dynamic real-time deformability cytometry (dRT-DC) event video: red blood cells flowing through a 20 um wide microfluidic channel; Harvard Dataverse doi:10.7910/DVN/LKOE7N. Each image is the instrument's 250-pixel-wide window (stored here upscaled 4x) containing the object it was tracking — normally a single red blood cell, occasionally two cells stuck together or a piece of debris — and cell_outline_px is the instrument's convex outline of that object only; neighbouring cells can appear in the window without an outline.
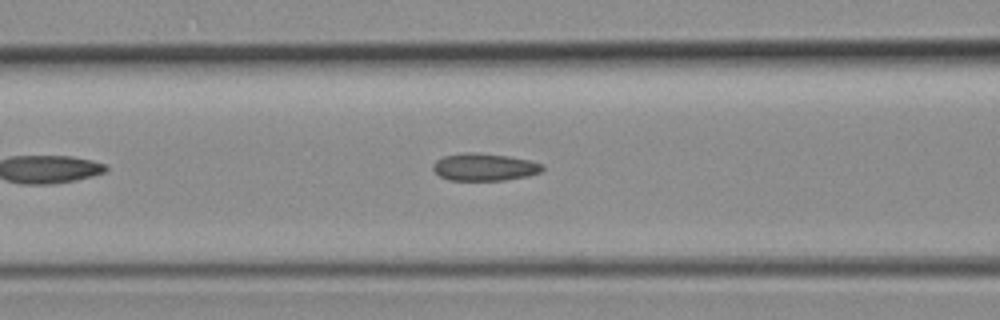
{"species": "common noctule bat (a hibernating species)", "species_latin": "Nyctalus noctula", "temperature_condition": "room temperature", "stored_images_in_passage": 26, "camera_frame_rate_fps": 3000, "um_per_image_px": 0.085, "animal": {"sex": "female", "body_mass_g": 19.3, "forearm_length_mm": 54.1}, "frame": {"image": 1, "passage_image": 8, "time_ms": 2.333, "image_size_px": [1000, 320], "cell_outline_px": [[544, 168], [540, 172], [528, 176], [504, 180], [448, 180], [440, 176], [432, 168], [432, 164], [436, 160], [444, 156], [464, 152], [476, 152], [508, 156], [532, 160], [544, 164]], "centroid_in_image_um": [41.19, 14.19], "position_along_channel_um": 125.4, "area_um2": 17.63}}
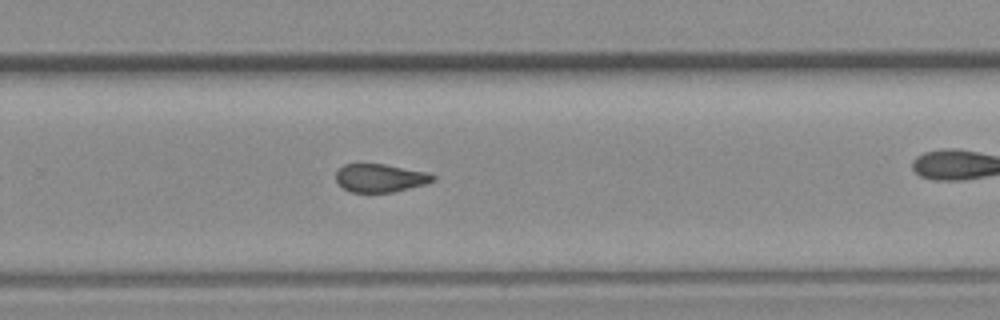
{"frame": {"image": 2, "passage_image": 19, "time_ms": 6.0, "image_size_px": [1000, 320], "cell_outline_px": [[436, 180], [424, 184], [392, 192], [352, 192], [336, 184], [336, 172], [344, 164], [384, 164], [428, 172], [436, 176]], "centroid_in_image_um": [32.31, 15.12], "position_along_channel_um": 297.5, "area_um2": 15.9}}